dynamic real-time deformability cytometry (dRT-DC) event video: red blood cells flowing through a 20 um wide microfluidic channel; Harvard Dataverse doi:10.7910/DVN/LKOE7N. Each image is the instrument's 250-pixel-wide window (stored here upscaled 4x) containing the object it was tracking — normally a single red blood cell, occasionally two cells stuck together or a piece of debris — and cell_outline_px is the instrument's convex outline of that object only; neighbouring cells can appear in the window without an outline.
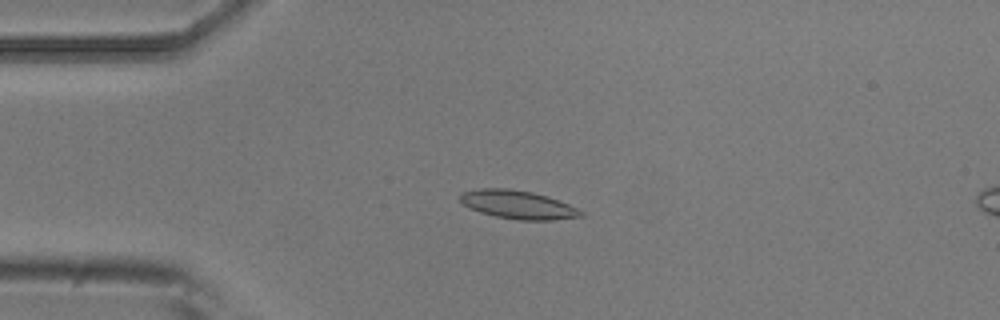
{"species": "common noctule bat (a hibernating species)", "species_latin": "Nyctalus noctula", "temperature_condition": "room temperature", "stored_images_in_passage": 8, "camera_frame_rate_fps": 3000, "um_per_image_px": 0.085, "animal": {"sex": "male", "body_mass_g": 20.5, "forearm_length_mm": 52.5}, "frame": {"image": 1, "passage_image": 4, "time_ms": 1.0, "image_size_px": [1000, 320], "cell_outline_px": [[584, 216], [552, 220], [520, 220], [496, 216], [480, 212], [468, 208], [460, 200], [460, 196], [464, 192], [480, 188], [508, 188], [532, 192], [548, 196], [560, 200], [584, 212]], "centroid_in_image_um": [44.04, 17.39], "position_along_channel_um": 41.0, "area_um2": 19.94}}
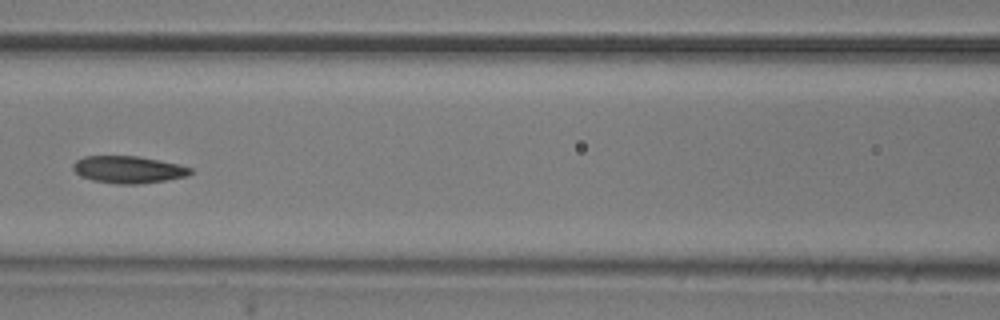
{"frame": {"image": 2, "passage_image": 7, "time_ms": 2.0, "image_size_px": [1000, 320], "cell_outline_px": [[192, 172], [188, 176], [164, 180], [136, 184], [116, 184], [92, 180], [80, 176], [72, 168], [72, 164], [76, 160], [84, 156], [140, 156], [180, 164], [192, 168]], "centroid_in_image_um": [10.9, 14.4], "position_along_channel_um": 155.7, "area_um2": 18.67}}
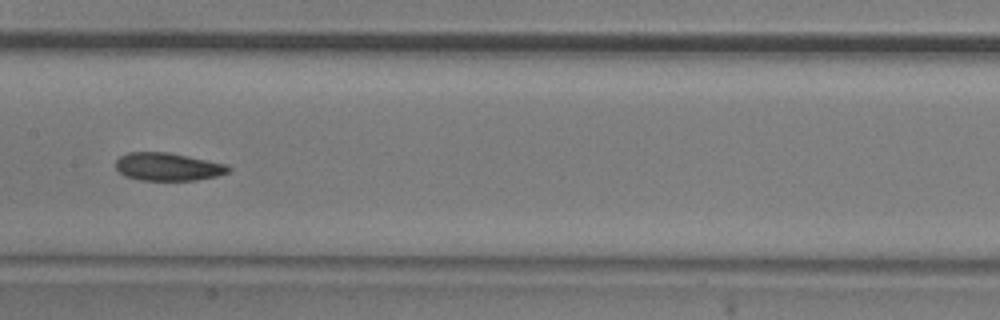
{"frame": {"image": 3, "passage_image": 8, "time_ms": 2.333, "image_size_px": [1000, 320], "cell_outline_px": [[232, 168], [228, 172], [216, 176], [196, 180], [140, 180], [124, 176], [116, 168], [116, 160], [120, 156], [128, 152], [168, 152], [228, 164]], "centroid_in_image_um": [14.27, 14.17], "position_along_channel_um": 193.1, "area_um2": 18.38}}